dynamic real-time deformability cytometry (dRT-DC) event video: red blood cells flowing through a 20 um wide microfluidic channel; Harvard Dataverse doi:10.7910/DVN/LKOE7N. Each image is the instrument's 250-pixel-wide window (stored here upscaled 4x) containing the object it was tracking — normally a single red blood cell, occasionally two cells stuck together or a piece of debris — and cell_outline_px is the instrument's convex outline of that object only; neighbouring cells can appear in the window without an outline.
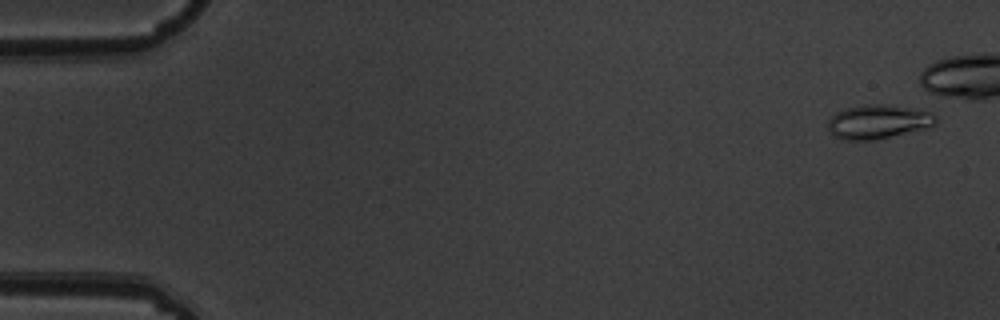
{"species": "common noctule bat (a hibernating species)", "species_latin": "Nyctalus noctula", "temperature_condition": "warm", "stored_images_in_passage": 5, "camera_frame_rate_fps": 3000, "um_per_image_px": 0.085, "animal": {"sex": "male", "body_mass_g": 19.5, "forearm_length_mm": 54.6}, "frame": {"image": 1, "passage_image": 1, "time_ms": 0.0, "image_size_px": [1000, 320], "cell_outline_px": [[936, 124], [928, 128], [872, 140], [848, 140], [836, 136], [828, 128], [828, 120], [836, 112], [848, 108], [868, 104], [884, 104], [912, 108], [932, 112], [936, 116]], "centroid_in_image_um": [74.68, 10.34], "position_along_channel_um": 10.3, "area_um2": 21.15}}